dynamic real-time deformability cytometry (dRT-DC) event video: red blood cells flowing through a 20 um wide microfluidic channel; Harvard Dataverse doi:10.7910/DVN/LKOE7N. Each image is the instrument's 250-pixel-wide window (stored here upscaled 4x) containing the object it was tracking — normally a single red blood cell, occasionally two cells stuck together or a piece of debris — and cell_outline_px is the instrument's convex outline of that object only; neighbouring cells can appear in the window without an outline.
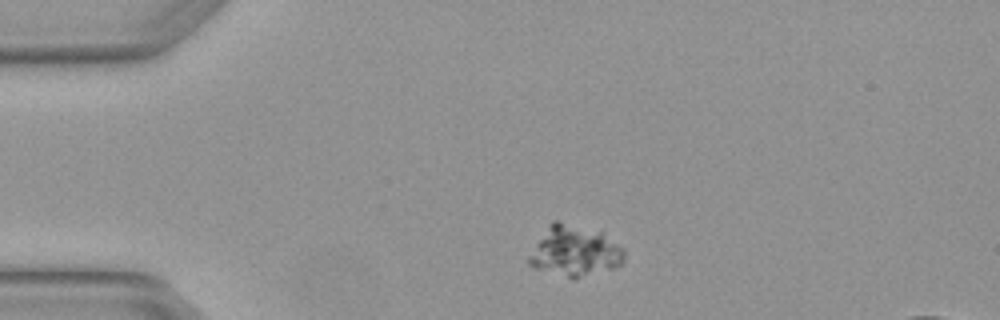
{"species": "Egyptian fruit bat (a non-hibernating species)", "species_latin": "Rousettus aegyptiacus", "temperature_condition": "warm", "stored_images_in_passage": 1, "camera_frame_rate_fps": 3000, "um_per_image_px": 0.085, "animal": {"sex": "female"}, "frame": {"image": 1, "passage_image": 1, "time_ms": 0.0, "image_size_px": [1000, 320], "cell_outline_px": [[624, 260], [616, 268], [576, 280], [572, 280], [532, 268], [528, 264], [528, 256], [548, 224], [552, 220], [560, 220], [600, 232], [624, 248]], "centroid_in_image_um": [48.83, 21.39], "position_along_channel_um": 36.2, "area_um2": 28.67}}